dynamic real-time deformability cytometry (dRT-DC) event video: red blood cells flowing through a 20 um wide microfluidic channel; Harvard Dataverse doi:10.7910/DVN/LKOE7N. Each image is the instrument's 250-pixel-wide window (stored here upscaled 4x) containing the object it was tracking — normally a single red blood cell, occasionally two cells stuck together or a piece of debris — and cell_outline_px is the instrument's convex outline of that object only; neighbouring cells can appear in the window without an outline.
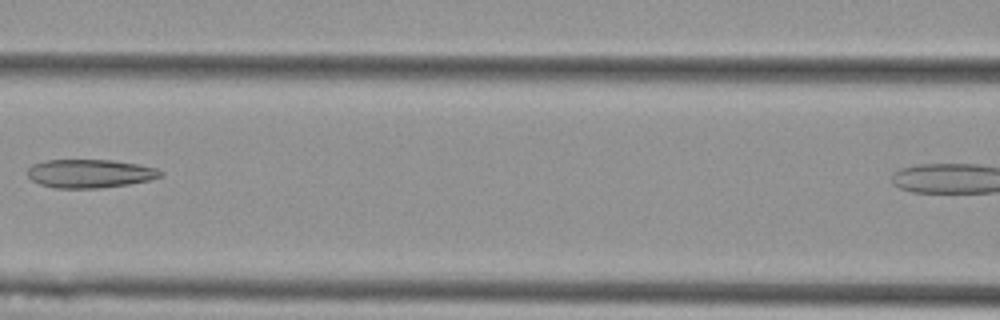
{"species": "Egyptian fruit bat (a non-hibernating species)", "species_latin": "Rousettus aegyptiacus", "temperature_condition": "cold", "stored_images_in_passage": 6, "segment_of_instrument_passage": [1, 2], "camera_frame_rate_fps": 3000, "um_per_image_px": 0.085, "animal": {"sex": "female"}, "frame": {"image": 1, "passage_image": 5, "time_ms": 1.333, "image_size_px": [1000, 320], "cell_outline_px": [[164, 172], [160, 176], [148, 180], [128, 184], [100, 188], [56, 188], [40, 184], [32, 180], [28, 176], [28, 168], [32, 164], [44, 160], [112, 160], [140, 164], [156, 168]], "centroid_in_image_um": [7.63, 14.74], "position_along_channel_um": 159.0, "area_um2": 22.08}}